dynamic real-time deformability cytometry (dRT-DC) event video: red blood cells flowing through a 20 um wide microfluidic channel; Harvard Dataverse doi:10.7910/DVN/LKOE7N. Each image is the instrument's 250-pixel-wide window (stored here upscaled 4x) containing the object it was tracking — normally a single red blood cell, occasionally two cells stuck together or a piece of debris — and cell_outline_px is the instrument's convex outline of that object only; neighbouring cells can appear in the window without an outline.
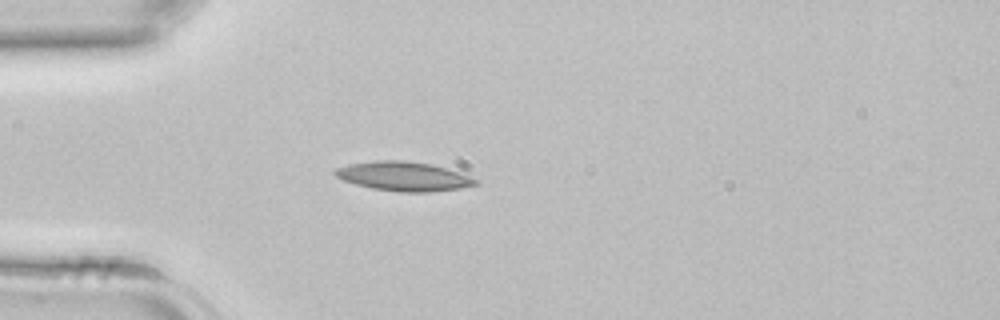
{"species": "common noctule bat (a hibernating species)", "species_latin": "Nyctalus noctula", "temperature_condition": "room temperature", "stored_images_in_passage": 37, "camera_frame_rate_fps": 3000, "um_per_image_px": 0.085, "animal": {"sex": "female", "body_mass_g": 22.7, "forearm_length_mm": 54.2}, "frame": {"image": 1, "passage_image": 11, "time_ms": 3.333, "image_size_px": [1000, 320], "cell_outline_px": [[480, 184], [460, 188], [432, 192], [400, 192], [372, 188], [356, 184], [344, 180], [336, 176], [332, 172], [336, 168], [348, 164], [376, 160], [404, 160], [432, 164], [460, 172], [480, 180]], "centroid_in_image_um": [34.35, 14.98], "position_along_channel_um": 50.7, "area_um2": 24.1}}